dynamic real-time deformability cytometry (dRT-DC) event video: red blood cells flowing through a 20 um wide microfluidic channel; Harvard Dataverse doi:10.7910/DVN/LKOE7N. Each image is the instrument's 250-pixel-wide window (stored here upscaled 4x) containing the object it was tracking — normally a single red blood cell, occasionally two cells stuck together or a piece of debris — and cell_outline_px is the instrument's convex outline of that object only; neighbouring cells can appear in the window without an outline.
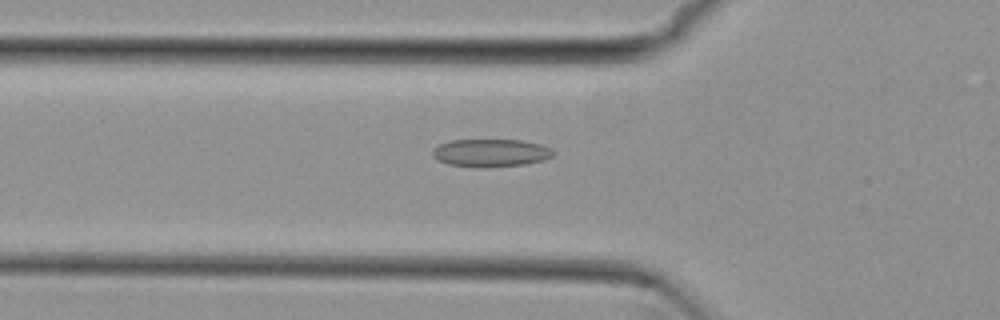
{"species": "common noctule bat (a hibernating species)", "species_latin": "Nyctalus noctula", "temperature_condition": "cold", "stored_images_in_passage": 43, "camera_frame_rate_fps": 3000, "um_per_image_px": 0.085, "animal": {"sex": "female", "body_mass_g": 29.2, "forearm_length_mm": 56.3}, "frame": {"image": 1, "passage_image": 8, "time_ms": 2.333, "image_size_px": [1000, 320], "cell_outline_px": [[556, 152], [552, 156], [544, 160], [524, 164], [448, 164], [436, 160], [432, 156], [432, 148], [448, 140], [524, 140], [540, 144]], "centroid_in_image_um": [41.7, 12.93], "position_along_channel_um": 84.1, "area_um2": 18.61}}
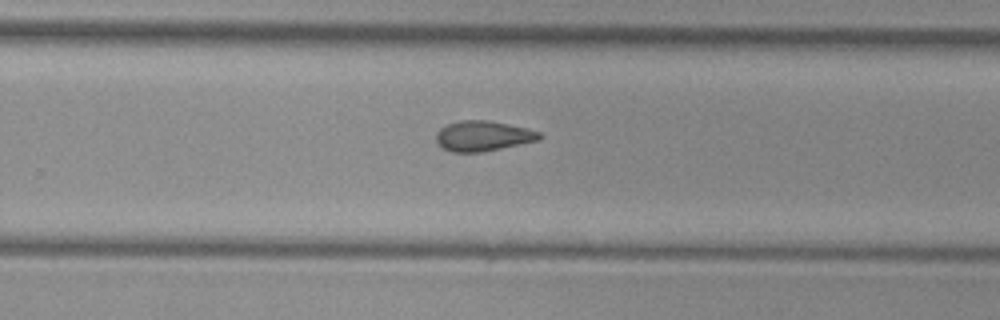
{"frame": {"image": 2, "passage_image": 24, "time_ms": 7.667, "image_size_px": [1000, 320], "cell_outline_px": [[544, 136], [540, 140], [480, 152], [452, 152], [444, 148], [436, 140], [436, 132], [440, 128], [456, 120], [488, 120], [528, 128], [540, 132]], "centroid_in_image_um": [41.08, 11.54], "position_along_channel_um": 288.7, "area_um2": 18.21}}
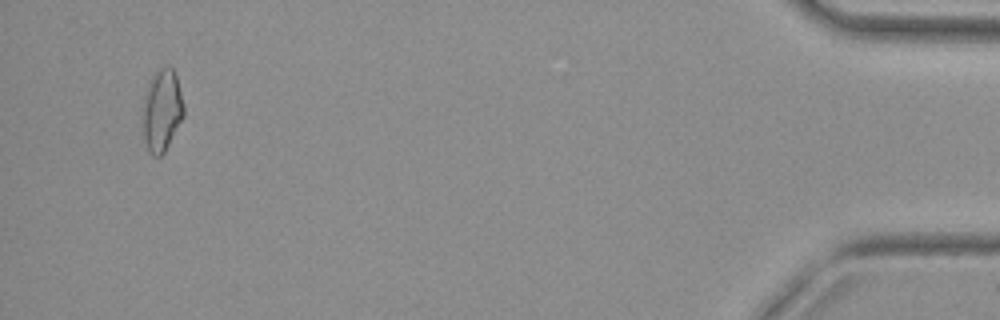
{"frame": {"image": 3, "passage_image": 41, "time_ms": 13.333, "image_size_px": [1000, 320], "cell_outline_px": [[184, 116], [164, 152], [160, 156], [152, 156], [144, 140], [140, 116], [140, 108], [148, 80], [156, 68], [168, 64], [172, 68], [176, 76], [184, 108]], "centroid_in_image_um": [13.69, 9.33], "position_along_channel_um": 421.5, "area_um2": 20.35}, "authors_computed_cell_mechanics": {"area_um2": 18.2648, "velocity_mm_per_s": 3.8314, "shape_relaxation_time_tau1_ms": null, "shape_relaxation_time_tau2_ms": 3.1076, "deformation_change_tau1": null, "deformation_change_tau2": 0.1}}